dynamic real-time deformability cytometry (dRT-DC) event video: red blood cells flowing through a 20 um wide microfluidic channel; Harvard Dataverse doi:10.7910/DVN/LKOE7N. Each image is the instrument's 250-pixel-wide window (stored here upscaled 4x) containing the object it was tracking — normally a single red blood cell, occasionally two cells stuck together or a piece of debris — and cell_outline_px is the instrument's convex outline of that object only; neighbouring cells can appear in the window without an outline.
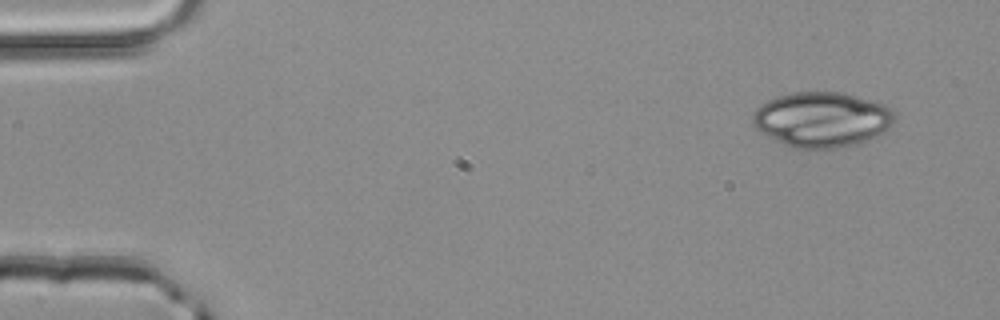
{"species": "common noctule bat (a hibernating species)", "species_latin": "Nyctalus noctula", "temperature_condition": "room temperature", "stored_images_in_passage": 2, "camera_frame_rate_fps": 3000, "um_per_image_px": 0.085, "animal": {"sex": "male", "body_mass_g": 20.4}, "frame": {"image": 1, "passage_image": 1, "time_ms": 0.0, "image_size_px": [1000, 320], "cell_outline_px": [[896, 120], [888, 132], [856, 144], [840, 148], [808, 152], [804, 152], [792, 148], [760, 132], [752, 124], [752, 116], [756, 108], [768, 100], [792, 92], [840, 92], [856, 96], [884, 104], [892, 108], [896, 112]], "centroid_in_image_um": [69.9, 10.2], "position_along_channel_um": 15.1, "area_um2": 46.7}}